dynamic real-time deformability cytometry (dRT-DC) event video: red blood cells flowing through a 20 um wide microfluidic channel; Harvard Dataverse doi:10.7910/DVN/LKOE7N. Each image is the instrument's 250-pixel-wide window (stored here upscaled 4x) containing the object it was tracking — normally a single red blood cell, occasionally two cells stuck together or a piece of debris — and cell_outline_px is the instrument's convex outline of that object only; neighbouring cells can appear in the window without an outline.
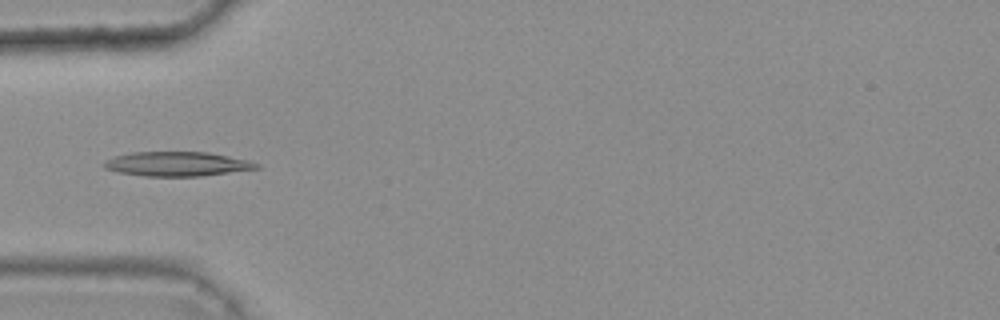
{"species": "common noctule bat (a hibernating species)", "species_latin": "Nyctalus noctula", "temperature_condition": "warm", "stored_images_in_passage": 25, "camera_frame_rate_fps": 3000, "um_per_image_px": 0.085, "animal": {"sex": "female", "body_mass_g": 25.1}, "frame": {"image": 1, "passage_image": 1, "time_ms": 0.0, "image_size_px": [1000, 320], "cell_outline_px": [[260, 168], [200, 176], [144, 176], [116, 172], [104, 168], [100, 164], [104, 160], [112, 156], [132, 152], [208, 152], [248, 160], [260, 164]], "centroid_in_image_um": [14.97, 13.93], "position_along_channel_um": 70.0, "area_um2": 21.85}}
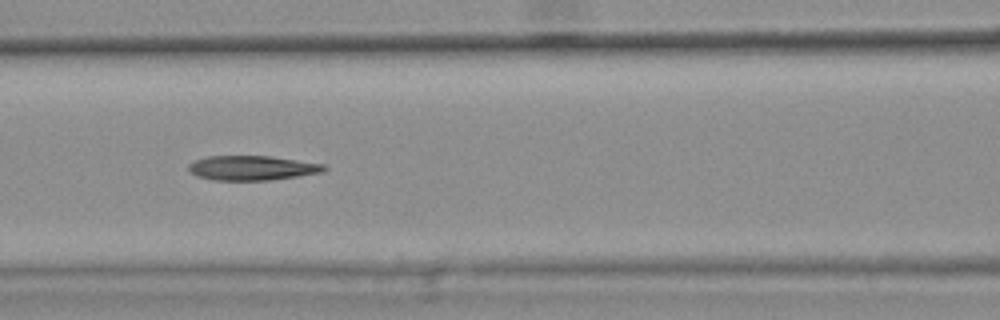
{"frame": {"image": 2, "passage_image": 7, "time_ms": 2.0, "image_size_px": [1000, 320], "cell_outline_px": [[328, 168], [324, 172], [268, 180], [212, 180], [196, 176], [188, 172], [188, 164], [192, 160], [208, 156], [268, 156], [324, 164]], "centroid_in_image_um": [21.36, 14.27], "position_along_channel_um": 145.2, "area_um2": 19.48}}
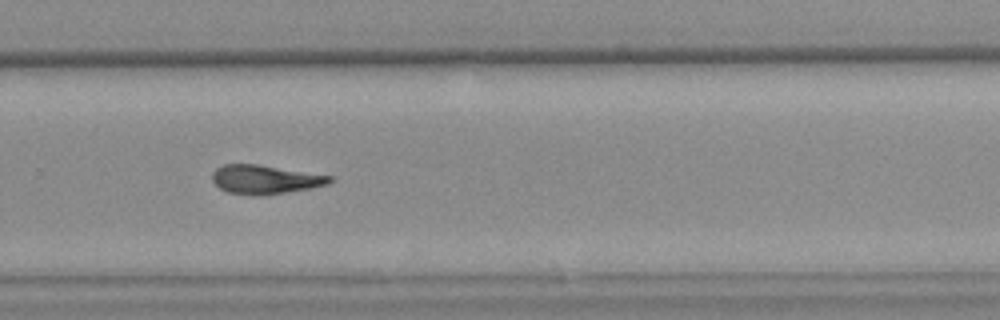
{"frame": {"image": 3, "passage_image": 20, "time_ms": 6.333, "image_size_px": [1000, 320], "cell_outline_px": [[336, 180], [328, 184], [308, 188], [284, 192], [256, 196], [228, 192], [220, 188], [212, 180], [212, 172], [216, 168], [224, 164], [256, 164], [332, 176]], "centroid_in_image_um": [22.51, 15.25], "position_along_channel_um": 307.3, "area_um2": 19.54}}